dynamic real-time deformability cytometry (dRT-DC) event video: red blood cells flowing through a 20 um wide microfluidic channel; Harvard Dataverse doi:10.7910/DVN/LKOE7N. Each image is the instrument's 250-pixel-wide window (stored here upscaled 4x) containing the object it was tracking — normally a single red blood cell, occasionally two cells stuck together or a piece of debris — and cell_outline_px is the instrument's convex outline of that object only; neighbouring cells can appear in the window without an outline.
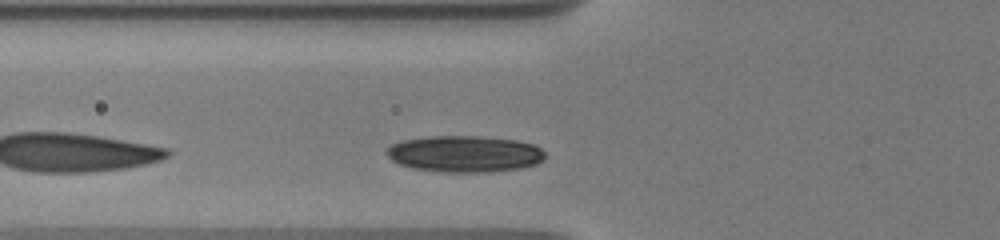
{"species": "human", "species_latin": "Homo sapiens", "temperature_condition": "warm", "stored_images_in_passage": 49, "camera_frame_rate_fps": 3000, "um_per_image_px": 0.085, "donor": {"sex": "male"}, "frame": {"image": 1, "passage_image": 5, "time_ms": 0.667, "image_size_px": [1000, 240], "cell_outline_px": [[544, 160], [536, 164], [520, 168], [492, 172], [440, 172], [412, 168], [400, 164], [392, 160], [384, 152], [392, 144], [400, 140], [432, 136], [480, 136], [516, 140], [532, 144], [540, 148], [544, 152]], "centroid_in_image_um": [39.48, 13.08], "position_along_channel_um": 86.3, "area_um2": 33.81}}
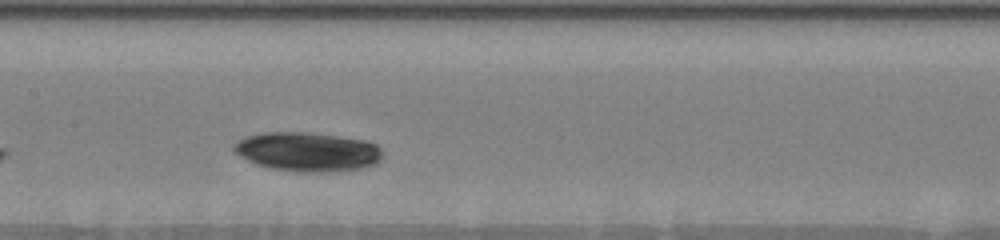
{"frame": {"image": 2, "passage_image": 20, "time_ms": 3.333, "image_size_px": [1000, 240], "cell_outline_px": [[384, 152], [380, 160], [376, 164], [364, 168], [340, 172], [300, 172], [272, 168], [256, 164], [240, 156], [232, 148], [240, 140], [248, 136], [264, 132], [300, 132], [336, 136], [364, 140], [376, 144]], "centroid_in_image_um": [26.2, 12.92], "position_along_channel_um": 181.2, "area_um2": 33.87}}
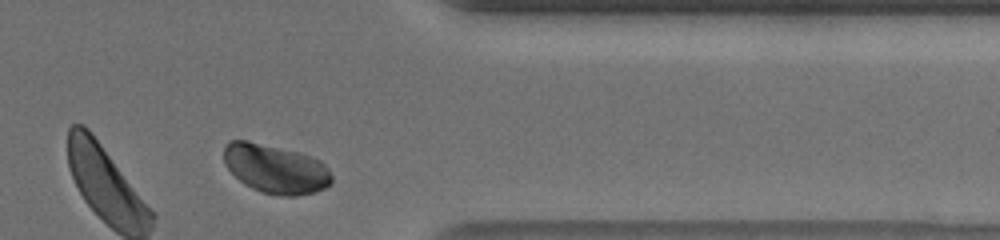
{"frame": {"image": 3, "passage_image": 47, "time_ms": 9.333, "image_size_px": [1000, 240], "cell_outline_px": [[332, 180], [324, 188], [312, 192], [296, 196], [284, 196], [264, 192], [252, 188], [244, 184], [224, 164], [224, 148], [228, 140], [248, 140], [300, 152], [320, 160], [328, 168], [332, 176]], "centroid_in_image_um": [23.41, 14.32], "position_along_channel_um": 388.0, "area_um2": 30.69}, "authors_computed_cell_mechanics": {"area_um2": 32.1946, "velocity_mm_per_s": 3.5589, "shape_relaxation_time_tau1_ms": 1.9976, "shape_relaxation_time_tau2_ms": null, "deformation_change_tau1": 0.0503, "deformation_change_tau2": null}}